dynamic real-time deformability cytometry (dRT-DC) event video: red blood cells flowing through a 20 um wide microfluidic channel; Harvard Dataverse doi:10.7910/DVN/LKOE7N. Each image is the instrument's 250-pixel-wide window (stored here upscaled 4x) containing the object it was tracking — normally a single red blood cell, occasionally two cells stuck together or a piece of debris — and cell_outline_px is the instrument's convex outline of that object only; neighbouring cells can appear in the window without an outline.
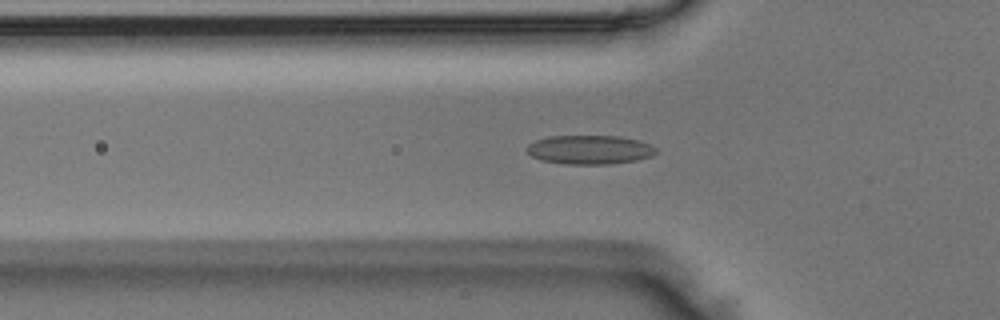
{"species": "Egyptian fruit bat (a non-hibernating species)", "species_latin": "Rousettus aegyptiacus", "temperature_condition": "room temperature", "stored_images_in_passage": 49, "camera_frame_rate_fps": 3000, "um_per_image_px": 0.085, "animal": {"sex": "male"}, "frame": {"image": 1, "passage_image": 14, "time_ms": 4.333, "image_size_px": [1000, 320], "cell_outline_px": [[656, 152], [652, 156], [636, 160], [608, 164], [564, 164], [540, 160], [532, 156], [524, 148], [528, 144], [536, 140], [548, 136], [620, 136], [640, 140], [656, 148]], "centroid_in_image_um": [50.09, 12.72], "position_along_channel_um": 75.7, "area_um2": 21.91}}
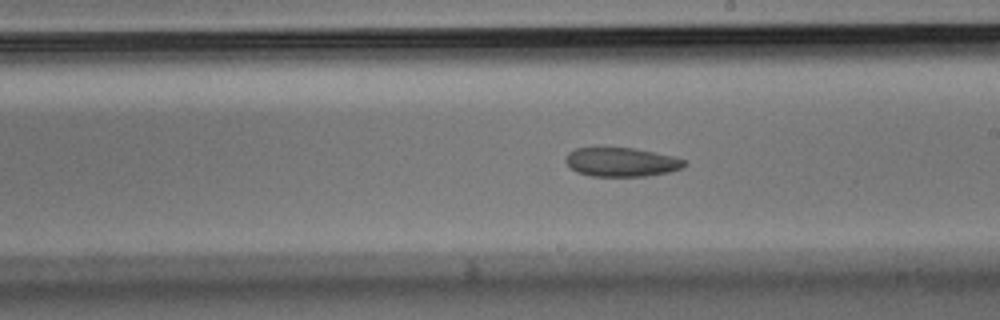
{"frame": {"image": 2, "passage_image": 26, "time_ms": 8.333, "image_size_px": [1000, 320], "cell_outline_px": [[688, 164], [680, 168], [668, 172], [648, 176], [592, 176], [576, 172], [568, 168], [564, 160], [568, 152], [576, 148], [632, 148], [672, 156], [684, 160]], "centroid_in_image_um": [52.76, 13.78], "position_along_channel_um": 236.2, "area_um2": 20.0}}
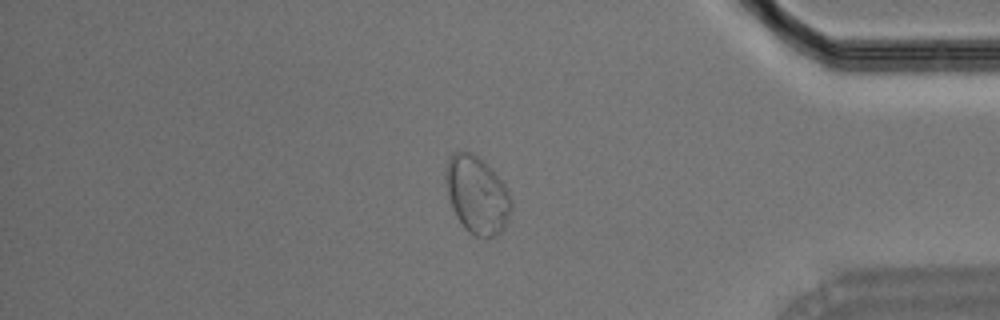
{"frame": {"image": 3, "passage_image": 40, "time_ms": 13.0, "image_size_px": [1000, 320], "cell_outline_px": [[512, 208], [508, 224], [496, 236], [476, 236], [468, 232], [464, 228], [456, 216], [452, 208], [444, 180], [448, 160], [452, 152], [472, 152], [484, 160], [504, 184], [508, 192], [512, 204]], "centroid_in_image_um": [40.55, 16.57], "position_along_channel_um": 394.7, "area_um2": 29.71}}